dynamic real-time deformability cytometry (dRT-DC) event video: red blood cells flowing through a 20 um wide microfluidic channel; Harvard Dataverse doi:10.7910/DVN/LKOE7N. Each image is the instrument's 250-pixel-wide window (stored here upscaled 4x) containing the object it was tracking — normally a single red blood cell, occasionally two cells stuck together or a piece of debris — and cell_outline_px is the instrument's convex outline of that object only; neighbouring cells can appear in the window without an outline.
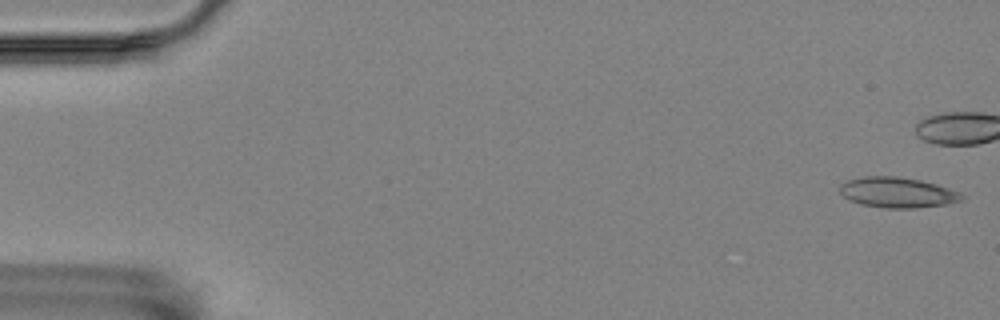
{"species": "Egyptian fruit bat (a non-hibernating species)", "species_latin": "Rousettus aegyptiacus", "temperature_condition": "room temperature", "stored_images_in_passage": 44, "camera_frame_rate_fps": 3000, "um_per_image_px": 0.085, "animal": {"sex": "female"}, "frame": {"image": 1, "passage_image": 1, "time_ms": 0.0, "image_size_px": [1000, 320], "cell_outline_px": [[964, 200], [944, 204], [916, 208], [884, 208], [860, 204], [848, 200], [840, 192], [840, 184], [848, 180], [864, 176], [896, 176], [920, 180], [936, 184], [960, 192], [964, 196]], "centroid_in_image_um": [76.27, 16.36], "position_along_channel_um": 8.7, "area_um2": 21.62}}
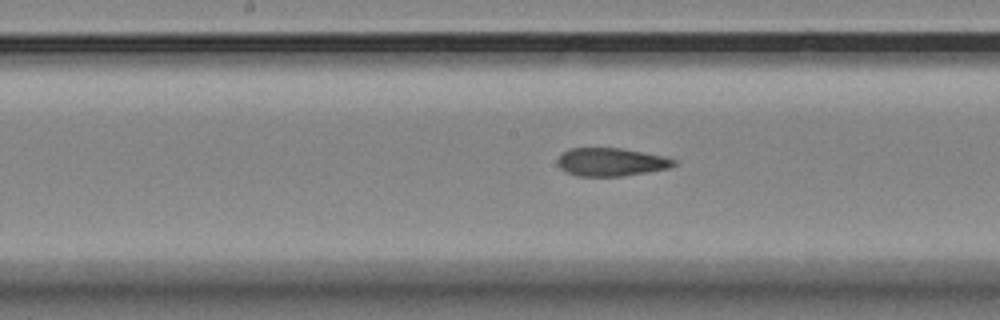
{"frame": {"image": 2, "passage_image": 28, "time_ms": 9.0, "image_size_px": [1000, 320], "cell_outline_px": [[676, 164], [668, 168], [648, 172], [620, 176], [576, 176], [560, 168], [556, 164], [556, 160], [568, 148], [620, 148], [664, 156], [676, 160]], "centroid_in_image_um": [51.92, 13.77], "position_along_channel_um": 196.3, "area_um2": 19.02}}
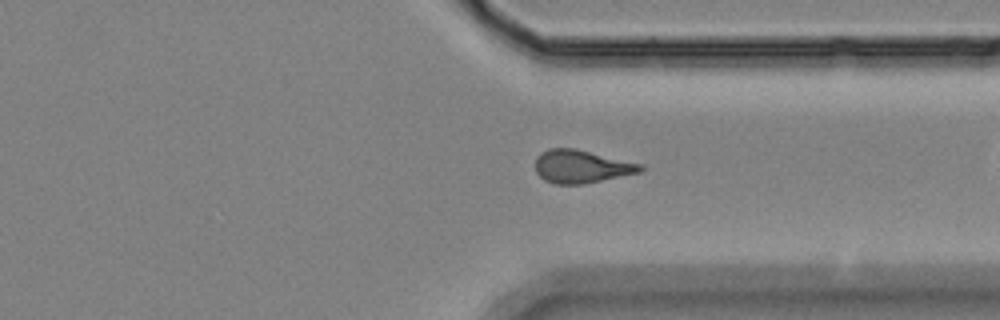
{"frame": {"image": 3, "passage_image": 42, "time_ms": 13.667, "image_size_px": [1000, 320], "cell_outline_px": [[644, 168], [640, 172], [584, 184], [556, 184], [544, 180], [536, 172], [536, 156], [540, 152], [548, 148], [576, 148], [644, 164]], "centroid_in_image_um": [49.42, 14.14], "position_along_channel_um": 362.0, "area_um2": 20.4}}